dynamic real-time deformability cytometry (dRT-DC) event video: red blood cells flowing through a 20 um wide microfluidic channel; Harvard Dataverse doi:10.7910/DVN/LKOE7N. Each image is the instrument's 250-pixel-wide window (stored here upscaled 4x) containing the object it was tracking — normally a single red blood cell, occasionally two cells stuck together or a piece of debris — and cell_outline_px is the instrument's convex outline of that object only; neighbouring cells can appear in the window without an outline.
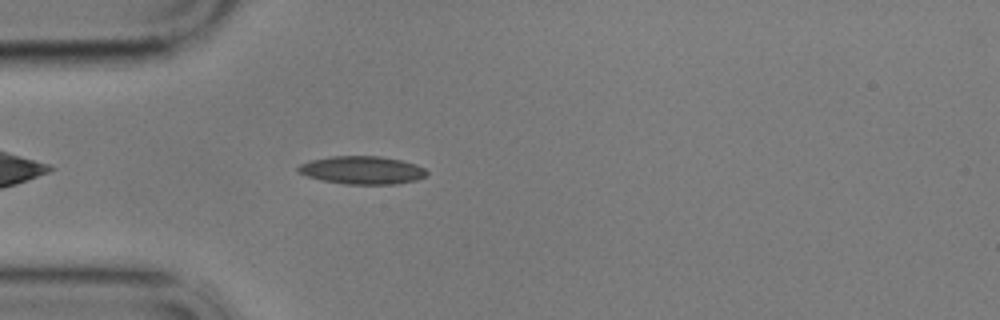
{"species": "common noctule bat (a hibernating species)", "species_latin": "Nyctalus noctula", "temperature_condition": "cold", "stored_images_in_passage": 47, "camera_frame_rate_fps": 3000, "um_per_image_px": 0.085, "animal": {"sex": "male", "body_mass_g": 17.9}, "frame": {"image": 1, "passage_image": 5, "time_ms": 1.333, "image_size_px": [1000, 320], "cell_outline_px": [[428, 172], [424, 176], [416, 180], [396, 184], [344, 184], [324, 180], [308, 176], [296, 172], [296, 168], [300, 164], [312, 160], [332, 156], [380, 156], [400, 160], [416, 164], [424, 168]], "centroid_in_image_um": [30.77, 14.46], "position_along_channel_um": 54.2, "area_um2": 20.87}}
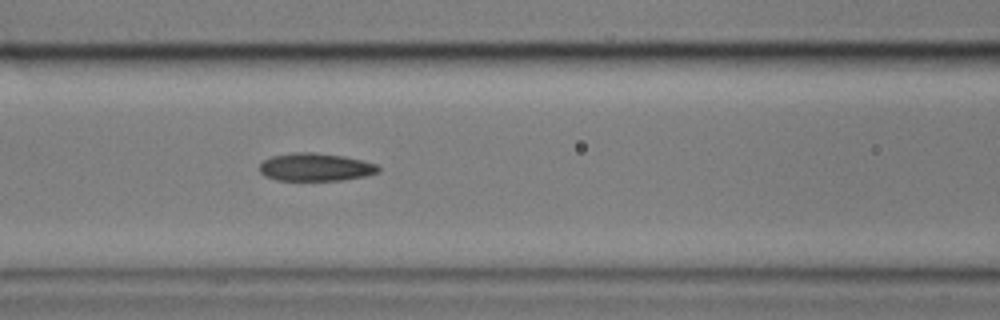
{"frame": {"image": 2, "passage_image": 13, "time_ms": 4.0, "image_size_px": [1000, 320], "cell_outline_px": [[380, 172], [364, 176], [344, 180], [276, 180], [264, 176], [260, 172], [260, 164], [264, 160], [272, 156], [292, 152], [312, 152], [344, 156], [364, 160], [376, 164], [380, 168]], "centroid_in_image_um": [26.83, 14.2], "position_along_channel_um": 139.8, "area_um2": 19.42}}
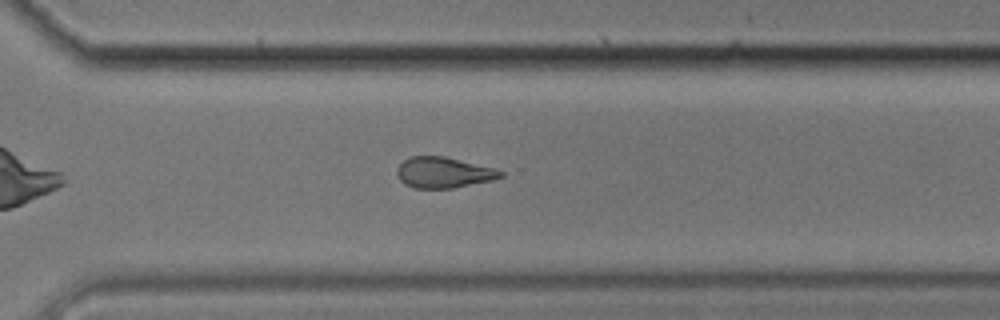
{"frame": {"image": 3, "passage_image": 30, "time_ms": 9.667, "image_size_px": [1000, 320], "cell_outline_px": [[504, 176], [492, 180], [452, 188], [416, 188], [404, 184], [400, 180], [396, 172], [396, 168], [408, 156], [444, 156], [496, 168], [504, 172]], "centroid_in_image_um": [37.7, 14.65], "position_along_channel_um": 332.9, "area_um2": 18.67}, "authors_computed_cell_mechanics": {"area_um2": 19.8254, "velocity_mm_per_s": 3.4137, "shape_relaxation_time_tau1_ms": null, "shape_relaxation_time_tau2_ms": 10.7242, "deformation_change_tau1": null, "deformation_change_tau2": 0.1967}}